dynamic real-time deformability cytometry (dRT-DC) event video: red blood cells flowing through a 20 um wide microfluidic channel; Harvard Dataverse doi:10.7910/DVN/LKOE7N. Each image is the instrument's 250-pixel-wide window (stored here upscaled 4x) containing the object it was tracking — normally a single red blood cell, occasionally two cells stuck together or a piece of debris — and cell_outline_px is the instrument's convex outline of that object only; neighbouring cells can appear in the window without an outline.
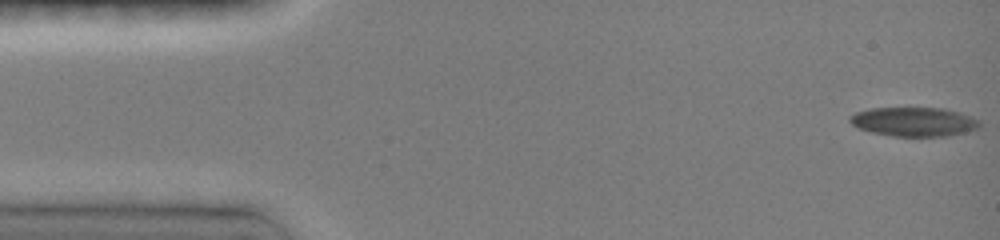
{"species": "common noctule bat (a hibernating species)", "species_latin": "Nyctalus noctula", "temperature_condition": "room temperature", "stored_images_in_passage": 6, "camera_frame_rate_fps": 3000, "um_per_image_px": 0.085, "animal": {"sex": "female", "body_mass_g": 19.0, "forearm_length_mm": 51.5}, "frame": {"image": 1, "passage_image": 1, "time_ms": 0.0, "image_size_px": [1000, 240], "cell_outline_px": [[980, 124], [976, 128], [964, 132], [944, 136], [896, 136], [872, 132], [860, 128], [852, 124], [848, 120], [848, 116], [856, 112], [868, 108], [944, 108], [960, 112], [972, 116], [980, 120]], "centroid_in_image_um": [77.67, 10.33], "position_along_channel_um": 7.3, "area_um2": 21.91}}
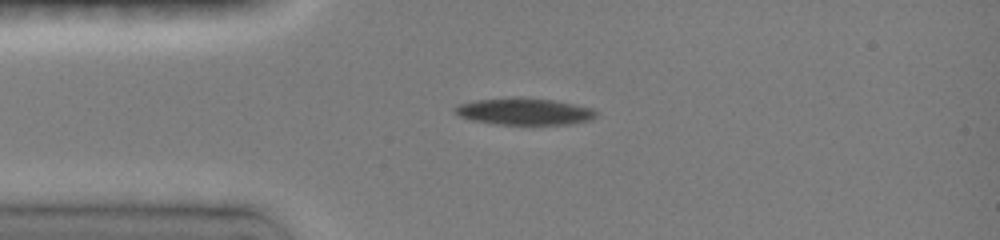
{"frame": {"image": 2, "passage_image": 5, "time_ms": 3.333, "image_size_px": [1000, 240], "cell_outline_px": [[596, 116], [592, 120], [568, 124], [496, 124], [472, 120], [460, 116], [456, 112], [456, 108], [460, 104], [476, 100], [512, 96], [516, 96], [552, 100], [592, 108], [596, 112]], "centroid_in_image_um": [44.58, 9.46], "position_along_channel_um": 40.4, "area_um2": 21.91}}